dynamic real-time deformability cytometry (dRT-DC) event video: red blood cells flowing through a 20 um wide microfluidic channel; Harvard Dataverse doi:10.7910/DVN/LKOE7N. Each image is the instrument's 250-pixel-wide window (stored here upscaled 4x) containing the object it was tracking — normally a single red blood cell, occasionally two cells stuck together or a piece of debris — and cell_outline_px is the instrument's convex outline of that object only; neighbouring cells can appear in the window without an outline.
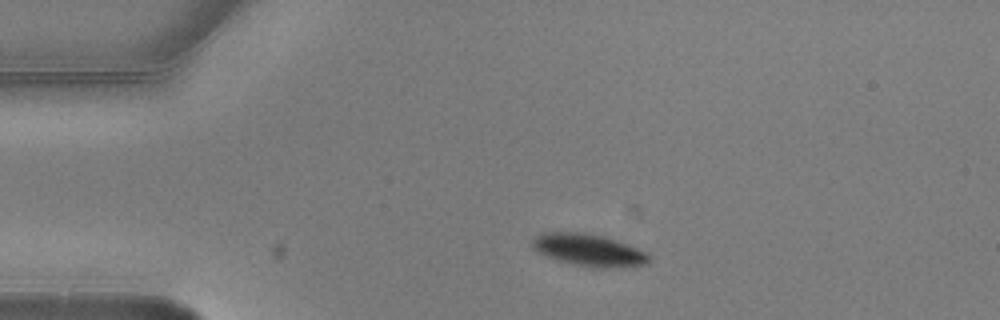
{"species": "common noctule bat (a hibernating species)", "species_latin": "Nyctalus noctula", "temperature_condition": "warm", "stored_images_in_passage": 3, "camera_frame_rate_fps": 3000, "um_per_image_px": 0.085, "animal": {"sex": "male", "body_mass_g": 20.5, "forearm_length_mm": 52.5}, "frame": {"image": 1, "passage_image": 1, "time_ms": 0.0, "image_size_px": [1000, 320], "cell_outline_px": [[652, 260], [648, 264], [604, 268], [592, 268], [556, 260], [532, 248], [532, 240], [536, 236], [544, 232], [584, 232], [604, 236], [628, 244], [648, 252], [652, 256]], "centroid_in_image_um": [50.1, 21.25], "position_along_channel_um": 34.9, "area_um2": 22.02}}
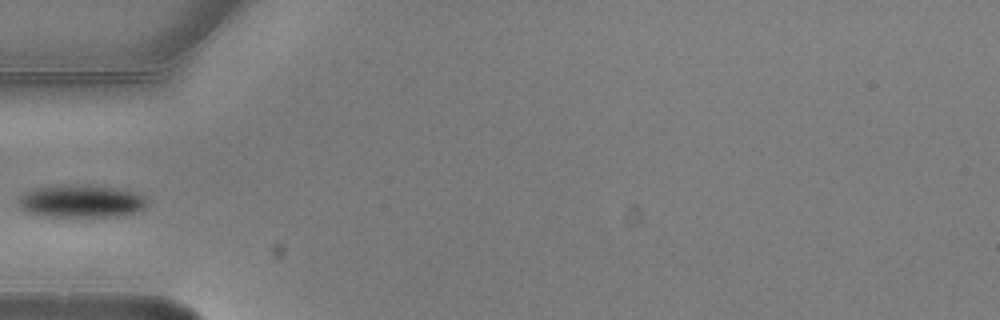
{"frame": {"image": 2, "passage_image": 3, "time_ms": 0.667, "image_size_px": [1000, 320], "cell_outline_px": [[148, 204], [140, 212], [116, 216], [48, 216], [24, 212], [20, 208], [20, 196], [24, 192], [40, 188], [64, 184], [88, 184], [112, 188], [132, 192], [144, 196], [148, 200]], "centroid_in_image_um": [6.92, 17.1], "position_along_channel_um": 78.1, "area_um2": 24.45}}